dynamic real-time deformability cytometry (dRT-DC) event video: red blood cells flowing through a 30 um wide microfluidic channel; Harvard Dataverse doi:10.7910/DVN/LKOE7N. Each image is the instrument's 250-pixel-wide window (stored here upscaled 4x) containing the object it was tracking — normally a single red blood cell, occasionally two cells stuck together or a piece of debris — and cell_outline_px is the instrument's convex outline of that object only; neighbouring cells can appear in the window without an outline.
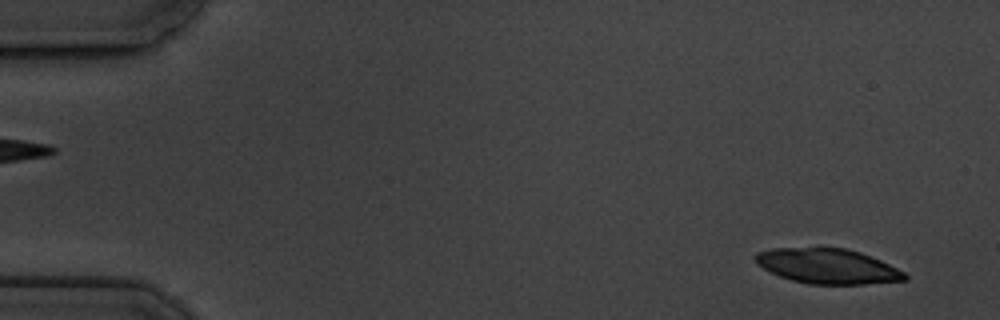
{"species": "common noctule bat (a hibernating species)", "species_latin": "Nyctalus noctula", "temperature_condition": "cold", "stored_images_in_passage": 4, "segment_of_instrument_passage": [2, 2], "camera_frame_rate_fps": 3000, "um_per_image_px": 0.085, "animal": {"sex": "male", "body_mass_g": 19.5, "forearm_length_mm": 54.6}, "frame": {"image": 1, "passage_image": 4, "time_ms": 3.667, "image_size_px": [1000, 320], "cell_outline_px": [[908, 280], [864, 284], [808, 284], [792, 280], [780, 276], [756, 264], [752, 256], [756, 252], [772, 248], [844, 248], [860, 252], [880, 260], [904, 272], [908, 276]], "centroid_in_image_um": [70.32, 22.62], "position_along_channel_um": 14.7, "area_um2": 30.4}}